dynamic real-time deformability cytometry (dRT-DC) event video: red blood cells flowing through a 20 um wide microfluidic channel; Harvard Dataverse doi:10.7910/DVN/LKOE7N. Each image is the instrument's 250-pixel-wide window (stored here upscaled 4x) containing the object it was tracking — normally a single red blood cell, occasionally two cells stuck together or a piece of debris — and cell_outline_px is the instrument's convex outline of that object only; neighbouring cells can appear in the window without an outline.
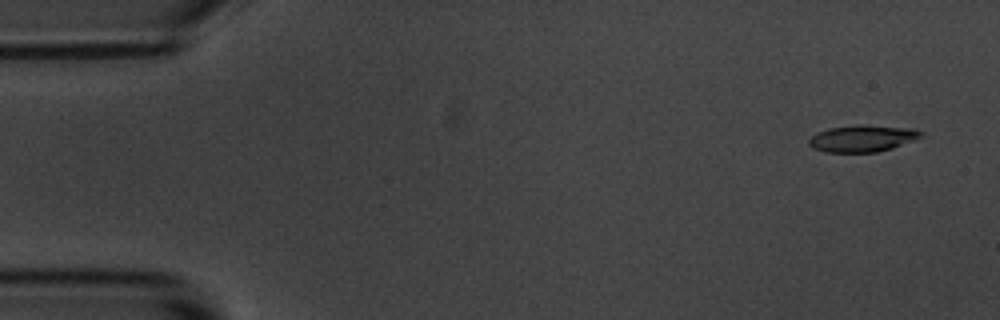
{"species": "common noctule bat (a hibernating species)", "species_latin": "Nyctalus noctula", "temperature_condition": "room temperature", "stored_images_in_passage": 6, "camera_frame_rate_fps": 3000, "um_per_image_px": 0.085, "animal": {"sex": "male", "body_mass_g": 20.1, "forearm_length_mm": 53.5}, "frame": {"image": 1, "passage_image": 1, "time_ms": 0.0, "image_size_px": [1000, 320], "cell_outline_px": [[924, 136], [892, 148], [876, 152], [824, 152], [812, 148], [808, 144], [808, 140], [816, 132], [828, 128], [860, 124], [916, 128], [924, 132]], "centroid_in_image_um": [73.32, 11.75], "position_along_channel_um": 11.7, "area_um2": 17.74}}
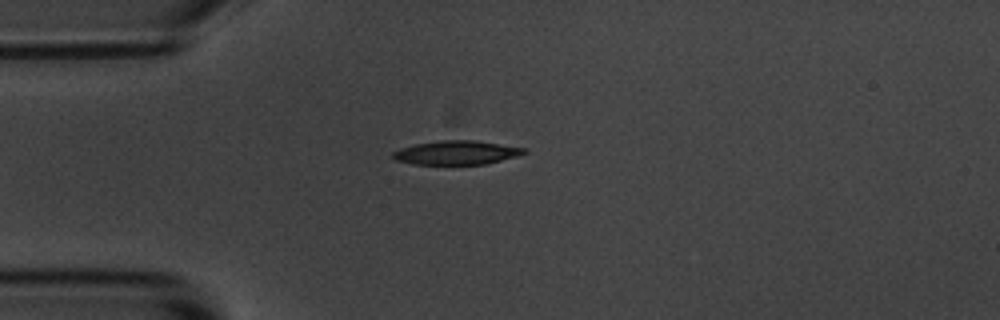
{"frame": {"image": 2, "passage_image": 4, "time_ms": 1.0, "image_size_px": [1000, 320], "cell_outline_px": [[528, 152], [516, 156], [484, 164], [412, 164], [396, 160], [392, 156], [392, 152], [400, 148], [416, 144], [440, 140], [476, 140], [528, 148]], "centroid_in_image_um": [38.82, 12.96], "position_along_channel_um": 46.2, "area_um2": 18.26}}